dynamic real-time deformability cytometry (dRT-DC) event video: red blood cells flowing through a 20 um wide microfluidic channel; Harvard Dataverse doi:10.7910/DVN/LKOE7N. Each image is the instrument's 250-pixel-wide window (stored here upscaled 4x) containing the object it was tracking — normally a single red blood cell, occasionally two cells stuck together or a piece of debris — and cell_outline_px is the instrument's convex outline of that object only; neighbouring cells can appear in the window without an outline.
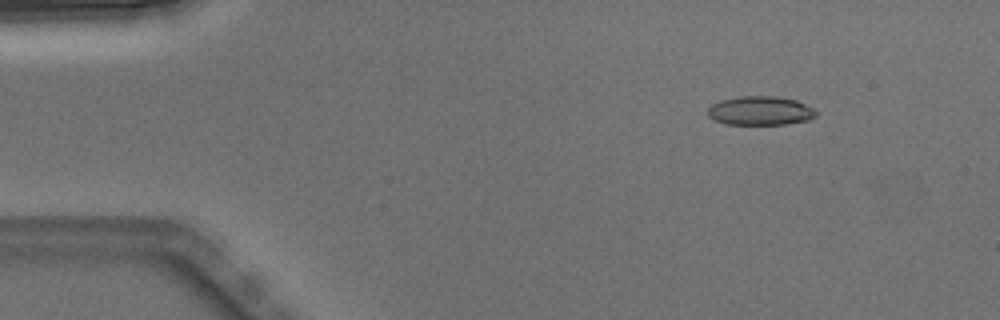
{"species": "Egyptian fruit bat (a non-hibernating species)", "species_latin": "Rousettus aegyptiacus", "temperature_condition": "warm", "stored_images_in_passage": 4, "camera_frame_rate_fps": 3000, "um_per_image_px": 0.085, "animal": {"sex": "male"}, "frame": {"image": 1, "passage_image": 2, "time_ms": 0.333, "image_size_px": [1000, 320], "cell_outline_px": [[816, 116], [808, 120], [784, 124], [724, 124], [712, 120], [708, 116], [708, 108], [712, 104], [720, 100], [740, 96], [776, 96], [796, 100], [812, 108], [816, 112]], "centroid_in_image_um": [64.58, 9.41], "position_along_channel_um": 20.4, "area_um2": 18.26}}